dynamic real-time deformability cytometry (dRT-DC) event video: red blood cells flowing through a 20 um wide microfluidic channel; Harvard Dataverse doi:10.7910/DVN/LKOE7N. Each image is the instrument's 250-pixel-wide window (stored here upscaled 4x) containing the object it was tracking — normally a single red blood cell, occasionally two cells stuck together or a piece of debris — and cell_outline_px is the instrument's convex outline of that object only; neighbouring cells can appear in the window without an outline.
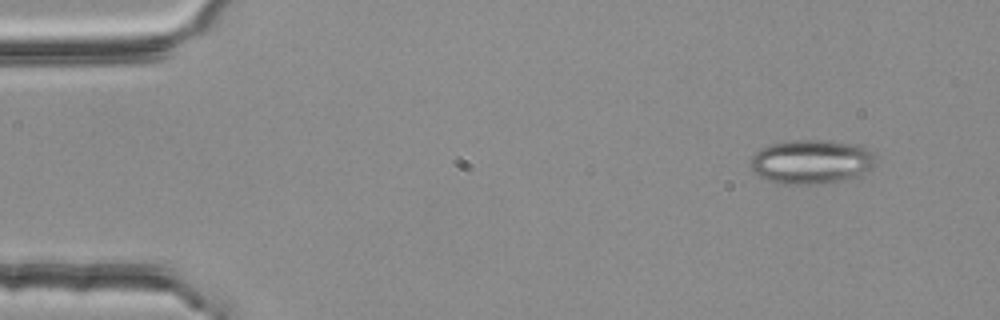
{"species": "common noctule bat (a hibernating species)", "species_latin": "Nyctalus noctula", "temperature_condition": "room temperature", "stored_images_in_passage": 7, "camera_frame_rate_fps": 3000, "um_per_image_px": 0.085, "animal": {"sex": "female", "body_mass_g": 25.1}, "frame": {"image": 1, "passage_image": 2, "time_ms": 0.333, "image_size_px": [1000, 320], "cell_outline_px": [[880, 160], [872, 168], [856, 176], [840, 180], [816, 184], [784, 184], [768, 180], [760, 176], [748, 164], [752, 156], [760, 148], [772, 144], [788, 140], [824, 140], [852, 144], [864, 148], [872, 152]], "centroid_in_image_um": [68.97, 13.74], "position_along_channel_um": 16.0, "area_um2": 32.14}}
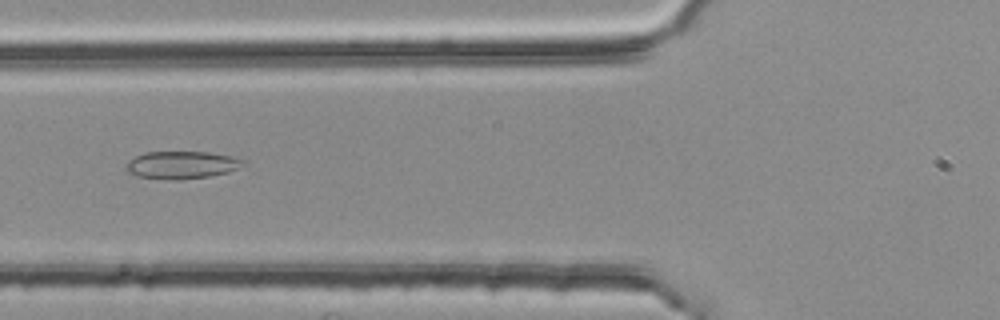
{"frame": {"image": 2, "passage_image": 6, "time_ms": 1.667, "image_size_px": [1000, 320], "cell_outline_px": [[244, 164], [228, 172], [212, 176], [176, 180], [164, 180], [136, 176], [128, 172], [128, 160], [144, 152], [208, 152], [232, 156], [244, 160]], "centroid_in_image_um": [15.43, 14.03], "position_along_channel_um": 110.4, "area_um2": 18.79}}
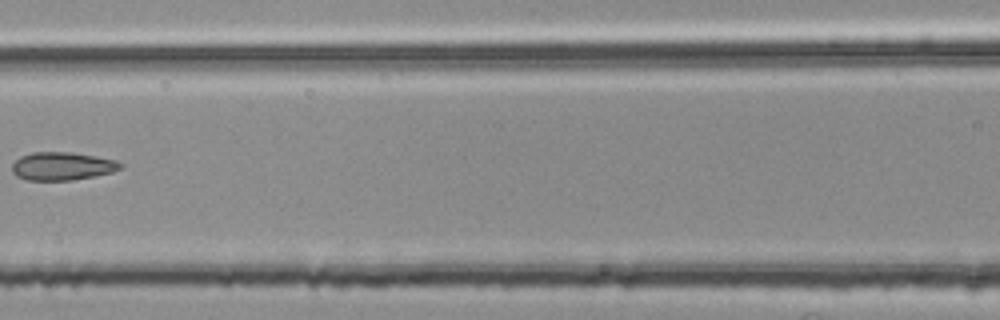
{"frame": {"image": 3, "passage_image": 7, "time_ms": 2.0, "image_size_px": [1000, 320], "cell_outline_px": [[124, 164], [120, 168], [112, 172], [72, 180], [28, 180], [16, 176], [12, 172], [12, 164], [20, 156], [32, 152], [72, 152], [96, 156], [116, 160]], "centroid_in_image_um": [5.27, 14.11], "position_along_channel_um": 161.3, "area_um2": 17.74}}